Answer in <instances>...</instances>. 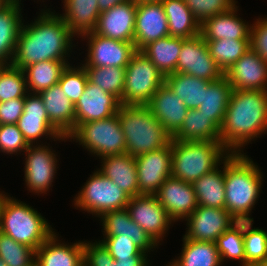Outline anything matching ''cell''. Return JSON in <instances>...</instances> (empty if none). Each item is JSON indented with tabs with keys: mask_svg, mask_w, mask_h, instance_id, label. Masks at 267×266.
<instances>
[{
	"mask_svg": "<svg viewBox=\"0 0 267 266\" xmlns=\"http://www.w3.org/2000/svg\"><path fill=\"white\" fill-rule=\"evenodd\" d=\"M98 170L109 178L130 198L139 195L136 160L128 153L107 155L101 157Z\"/></svg>",
	"mask_w": 267,
	"mask_h": 266,
	"instance_id": "obj_26",
	"label": "cell"
},
{
	"mask_svg": "<svg viewBox=\"0 0 267 266\" xmlns=\"http://www.w3.org/2000/svg\"><path fill=\"white\" fill-rule=\"evenodd\" d=\"M237 8L205 19L200 24L201 37L204 40L250 39L252 26L236 15Z\"/></svg>",
	"mask_w": 267,
	"mask_h": 266,
	"instance_id": "obj_25",
	"label": "cell"
},
{
	"mask_svg": "<svg viewBox=\"0 0 267 266\" xmlns=\"http://www.w3.org/2000/svg\"><path fill=\"white\" fill-rule=\"evenodd\" d=\"M165 83L188 109H198L205 97L209 81L185 73H172L165 76Z\"/></svg>",
	"mask_w": 267,
	"mask_h": 266,
	"instance_id": "obj_35",
	"label": "cell"
},
{
	"mask_svg": "<svg viewBox=\"0 0 267 266\" xmlns=\"http://www.w3.org/2000/svg\"><path fill=\"white\" fill-rule=\"evenodd\" d=\"M211 57L223 73L251 48L250 39L205 40Z\"/></svg>",
	"mask_w": 267,
	"mask_h": 266,
	"instance_id": "obj_38",
	"label": "cell"
},
{
	"mask_svg": "<svg viewBox=\"0 0 267 266\" xmlns=\"http://www.w3.org/2000/svg\"><path fill=\"white\" fill-rule=\"evenodd\" d=\"M27 83L22 69L0 63V102L25 98Z\"/></svg>",
	"mask_w": 267,
	"mask_h": 266,
	"instance_id": "obj_42",
	"label": "cell"
},
{
	"mask_svg": "<svg viewBox=\"0 0 267 266\" xmlns=\"http://www.w3.org/2000/svg\"><path fill=\"white\" fill-rule=\"evenodd\" d=\"M253 221H243L245 266H258L267 260V231L252 228Z\"/></svg>",
	"mask_w": 267,
	"mask_h": 266,
	"instance_id": "obj_40",
	"label": "cell"
},
{
	"mask_svg": "<svg viewBox=\"0 0 267 266\" xmlns=\"http://www.w3.org/2000/svg\"><path fill=\"white\" fill-rule=\"evenodd\" d=\"M232 90L225 76L209 82L203 102L198 107L200 113L208 116V119L212 120L219 128L222 125Z\"/></svg>",
	"mask_w": 267,
	"mask_h": 266,
	"instance_id": "obj_33",
	"label": "cell"
},
{
	"mask_svg": "<svg viewBox=\"0 0 267 266\" xmlns=\"http://www.w3.org/2000/svg\"><path fill=\"white\" fill-rule=\"evenodd\" d=\"M9 0H0V8L3 7Z\"/></svg>",
	"mask_w": 267,
	"mask_h": 266,
	"instance_id": "obj_54",
	"label": "cell"
},
{
	"mask_svg": "<svg viewBox=\"0 0 267 266\" xmlns=\"http://www.w3.org/2000/svg\"><path fill=\"white\" fill-rule=\"evenodd\" d=\"M131 219L158 245L170 224L174 222L156 195L141 194L129 198L127 207Z\"/></svg>",
	"mask_w": 267,
	"mask_h": 266,
	"instance_id": "obj_11",
	"label": "cell"
},
{
	"mask_svg": "<svg viewBox=\"0 0 267 266\" xmlns=\"http://www.w3.org/2000/svg\"><path fill=\"white\" fill-rule=\"evenodd\" d=\"M221 261L224 259L239 260L245 266V250L243 239V221H237L215 241Z\"/></svg>",
	"mask_w": 267,
	"mask_h": 266,
	"instance_id": "obj_41",
	"label": "cell"
},
{
	"mask_svg": "<svg viewBox=\"0 0 267 266\" xmlns=\"http://www.w3.org/2000/svg\"><path fill=\"white\" fill-rule=\"evenodd\" d=\"M118 117L126 140V153L137 157L165 147L171 136L147 105H122Z\"/></svg>",
	"mask_w": 267,
	"mask_h": 266,
	"instance_id": "obj_4",
	"label": "cell"
},
{
	"mask_svg": "<svg viewBox=\"0 0 267 266\" xmlns=\"http://www.w3.org/2000/svg\"><path fill=\"white\" fill-rule=\"evenodd\" d=\"M147 106L171 137L180 129L189 110L166 83L159 87Z\"/></svg>",
	"mask_w": 267,
	"mask_h": 266,
	"instance_id": "obj_22",
	"label": "cell"
},
{
	"mask_svg": "<svg viewBox=\"0 0 267 266\" xmlns=\"http://www.w3.org/2000/svg\"><path fill=\"white\" fill-rule=\"evenodd\" d=\"M17 126L29 145L35 144V141L37 144V139L44 135H48L54 141L55 139L62 141L68 139L50 123L45 106L38 93H28L25 96L24 111L17 121Z\"/></svg>",
	"mask_w": 267,
	"mask_h": 266,
	"instance_id": "obj_17",
	"label": "cell"
},
{
	"mask_svg": "<svg viewBox=\"0 0 267 266\" xmlns=\"http://www.w3.org/2000/svg\"><path fill=\"white\" fill-rule=\"evenodd\" d=\"M165 83L163 73L150 59L137 50L125 67V84L122 105H147Z\"/></svg>",
	"mask_w": 267,
	"mask_h": 266,
	"instance_id": "obj_8",
	"label": "cell"
},
{
	"mask_svg": "<svg viewBox=\"0 0 267 266\" xmlns=\"http://www.w3.org/2000/svg\"><path fill=\"white\" fill-rule=\"evenodd\" d=\"M7 197H8L7 194L5 195V194H3V192L2 193L0 192V219H1L2 208H3V205H4Z\"/></svg>",
	"mask_w": 267,
	"mask_h": 266,
	"instance_id": "obj_53",
	"label": "cell"
},
{
	"mask_svg": "<svg viewBox=\"0 0 267 266\" xmlns=\"http://www.w3.org/2000/svg\"><path fill=\"white\" fill-rule=\"evenodd\" d=\"M155 195L174 222L186 219L198 207L193 185L172 176Z\"/></svg>",
	"mask_w": 267,
	"mask_h": 266,
	"instance_id": "obj_21",
	"label": "cell"
},
{
	"mask_svg": "<svg viewBox=\"0 0 267 266\" xmlns=\"http://www.w3.org/2000/svg\"><path fill=\"white\" fill-rule=\"evenodd\" d=\"M0 266H7V264L0 258Z\"/></svg>",
	"mask_w": 267,
	"mask_h": 266,
	"instance_id": "obj_55",
	"label": "cell"
},
{
	"mask_svg": "<svg viewBox=\"0 0 267 266\" xmlns=\"http://www.w3.org/2000/svg\"><path fill=\"white\" fill-rule=\"evenodd\" d=\"M84 266H107V248L101 241L83 242Z\"/></svg>",
	"mask_w": 267,
	"mask_h": 266,
	"instance_id": "obj_49",
	"label": "cell"
},
{
	"mask_svg": "<svg viewBox=\"0 0 267 266\" xmlns=\"http://www.w3.org/2000/svg\"><path fill=\"white\" fill-rule=\"evenodd\" d=\"M172 177L193 184L220 166L231 154L220 141L171 139Z\"/></svg>",
	"mask_w": 267,
	"mask_h": 266,
	"instance_id": "obj_5",
	"label": "cell"
},
{
	"mask_svg": "<svg viewBox=\"0 0 267 266\" xmlns=\"http://www.w3.org/2000/svg\"><path fill=\"white\" fill-rule=\"evenodd\" d=\"M72 67L70 64L66 66L58 84L67 98L75 105L86 88L88 75L83 65L78 68Z\"/></svg>",
	"mask_w": 267,
	"mask_h": 266,
	"instance_id": "obj_44",
	"label": "cell"
},
{
	"mask_svg": "<svg viewBox=\"0 0 267 266\" xmlns=\"http://www.w3.org/2000/svg\"><path fill=\"white\" fill-rule=\"evenodd\" d=\"M63 3L65 13L59 16L74 35L81 37L94 31L101 13L98 0H64Z\"/></svg>",
	"mask_w": 267,
	"mask_h": 266,
	"instance_id": "obj_29",
	"label": "cell"
},
{
	"mask_svg": "<svg viewBox=\"0 0 267 266\" xmlns=\"http://www.w3.org/2000/svg\"><path fill=\"white\" fill-rule=\"evenodd\" d=\"M245 153H231L224 160L225 209L236 221H253L249 217L259 198L262 173Z\"/></svg>",
	"mask_w": 267,
	"mask_h": 266,
	"instance_id": "obj_3",
	"label": "cell"
},
{
	"mask_svg": "<svg viewBox=\"0 0 267 266\" xmlns=\"http://www.w3.org/2000/svg\"><path fill=\"white\" fill-rule=\"evenodd\" d=\"M258 266H267V260L265 262H262L261 264H259Z\"/></svg>",
	"mask_w": 267,
	"mask_h": 266,
	"instance_id": "obj_56",
	"label": "cell"
},
{
	"mask_svg": "<svg viewBox=\"0 0 267 266\" xmlns=\"http://www.w3.org/2000/svg\"><path fill=\"white\" fill-rule=\"evenodd\" d=\"M139 195H155L172 176L171 141L160 149L135 157Z\"/></svg>",
	"mask_w": 267,
	"mask_h": 266,
	"instance_id": "obj_13",
	"label": "cell"
},
{
	"mask_svg": "<svg viewBox=\"0 0 267 266\" xmlns=\"http://www.w3.org/2000/svg\"><path fill=\"white\" fill-rule=\"evenodd\" d=\"M176 73H185L209 82L224 76L216 61L211 57L207 43L200 34L182 39Z\"/></svg>",
	"mask_w": 267,
	"mask_h": 266,
	"instance_id": "obj_10",
	"label": "cell"
},
{
	"mask_svg": "<svg viewBox=\"0 0 267 266\" xmlns=\"http://www.w3.org/2000/svg\"><path fill=\"white\" fill-rule=\"evenodd\" d=\"M137 2L128 0L103 11L94 32L118 41L134 42Z\"/></svg>",
	"mask_w": 267,
	"mask_h": 266,
	"instance_id": "obj_20",
	"label": "cell"
},
{
	"mask_svg": "<svg viewBox=\"0 0 267 266\" xmlns=\"http://www.w3.org/2000/svg\"><path fill=\"white\" fill-rule=\"evenodd\" d=\"M232 89L267 91V62L252 48L224 73Z\"/></svg>",
	"mask_w": 267,
	"mask_h": 266,
	"instance_id": "obj_18",
	"label": "cell"
},
{
	"mask_svg": "<svg viewBox=\"0 0 267 266\" xmlns=\"http://www.w3.org/2000/svg\"><path fill=\"white\" fill-rule=\"evenodd\" d=\"M100 240L104 246L109 250L110 255L114 259H125L129 257H147L148 254L144 253L137 247L132 239L127 237H104Z\"/></svg>",
	"mask_w": 267,
	"mask_h": 266,
	"instance_id": "obj_47",
	"label": "cell"
},
{
	"mask_svg": "<svg viewBox=\"0 0 267 266\" xmlns=\"http://www.w3.org/2000/svg\"><path fill=\"white\" fill-rule=\"evenodd\" d=\"M129 198L121 188L97 169L90 175L73 202L75 208L100 217L105 212L126 208Z\"/></svg>",
	"mask_w": 267,
	"mask_h": 266,
	"instance_id": "obj_9",
	"label": "cell"
},
{
	"mask_svg": "<svg viewBox=\"0 0 267 266\" xmlns=\"http://www.w3.org/2000/svg\"><path fill=\"white\" fill-rule=\"evenodd\" d=\"M186 239L215 242L226 230L237 221L226 210L212 207L200 206L187 218Z\"/></svg>",
	"mask_w": 267,
	"mask_h": 266,
	"instance_id": "obj_15",
	"label": "cell"
},
{
	"mask_svg": "<svg viewBox=\"0 0 267 266\" xmlns=\"http://www.w3.org/2000/svg\"><path fill=\"white\" fill-rule=\"evenodd\" d=\"M236 0H184L194 18L201 24L205 19L231 10Z\"/></svg>",
	"mask_w": 267,
	"mask_h": 266,
	"instance_id": "obj_45",
	"label": "cell"
},
{
	"mask_svg": "<svg viewBox=\"0 0 267 266\" xmlns=\"http://www.w3.org/2000/svg\"><path fill=\"white\" fill-rule=\"evenodd\" d=\"M46 145H28L25 158L24 177L28 190L34 193H44L52 187L57 173V154Z\"/></svg>",
	"mask_w": 267,
	"mask_h": 266,
	"instance_id": "obj_14",
	"label": "cell"
},
{
	"mask_svg": "<svg viewBox=\"0 0 267 266\" xmlns=\"http://www.w3.org/2000/svg\"><path fill=\"white\" fill-rule=\"evenodd\" d=\"M125 1L128 0H98V8L100 12H103Z\"/></svg>",
	"mask_w": 267,
	"mask_h": 266,
	"instance_id": "obj_52",
	"label": "cell"
},
{
	"mask_svg": "<svg viewBox=\"0 0 267 266\" xmlns=\"http://www.w3.org/2000/svg\"><path fill=\"white\" fill-rule=\"evenodd\" d=\"M251 27L250 46L267 62V18H258Z\"/></svg>",
	"mask_w": 267,
	"mask_h": 266,
	"instance_id": "obj_48",
	"label": "cell"
},
{
	"mask_svg": "<svg viewBox=\"0 0 267 266\" xmlns=\"http://www.w3.org/2000/svg\"><path fill=\"white\" fill-rule=\"evenodd\" d=\"M136 2H139V1H152V0H134Z\"/></svg>",
	"mask_w": 267,
	"mask_h": 266,
	"instance_id": "obj_57",
	"label": "cell"
},
{
	"mask_svg": "<svg viewBox=\"0 0 267 266\" xmlns=\"http://www.w3.org/2000/svg\"><path fill=\"white\" fill-rule=\"evenodd\" d=\"M68 139L76 140L83 148L98 157L126 153V140L118 114L103 120L81 123Z\"/></svg>",
	"mask_w": 267,
	"mask_h": 266,
	"instance_id": "obj_7",
	"label": "cell"
},
{
	"mask_svg": "<svg viewBox=\"0 0 267 266\" xmlns=\"http://www.w3.org/2000/svg\"><path fill=\"white\" fill-rule=\"evenodd\" d=\"M53 230L41 213L8 195L2 208L0 232L37 250L54 233Z\"/></svg>",
	"mask_w": 267,
	"mask_h": 266,
	"instance_id": "obj_6",
	"label": "cell"
},
{
	"mask_svg": "<svg viewBox=\"0 0 267 266\" xmlns=\"http://www.w3.org/2000/svg\"><path fill=\"white\" fill-rule=\"evenodd\" d=\"M54 232L37 250L35 266H84L83 242L72 245L57 239Z\"/></svg>",
	"mask_w": 267,
	"mask_h": 266,
	"instance_id": "obj_27",
	"label": "cell"
},
{
	"mask_svg": "<svg viewBox=\"0 0 267 266\" xmlns=\"http://www.w3.org/2000/svg\"><path fill=\"white\" fill-rule=\"evenodd\" d=\"M73 37L75 35L59 14L41 10L34 22L22 24L11 65L23 69L47 60L68 62L66 57L73 47Z\"/></svg>",
	"mask_w": 267,
	"mask_h": 266,
	"instance_id": "obj_1",
	"label": "cell"
},
{
	"mask_svg": "<svg viewBox=\"0 0 267 266\" xmlns=\"http://www.w3.org/2000/svg\"><path fill=\"white\" fill-rule=\"evenodd\" d=\"M121 106L112 94L105 92L89 80L86 88L75 104V129L81 124L112 117Z\"/></svg>",
	"mask_w": 267,
	"mask_h": 266,
	"instance_id": "obj_19",
	"label": "cell"
},
{
	"mask_svg": "<svg viewBox=\"0 0 267 266\" xmlns=\"http://www.w3.org/2000/svg\"><path fill=\"white\" fill-rule=\"evenodd\" d=\"M25 98L0 102V125L17 124L24 111Z\"/></svg>",
	"mask_w": 267,
	"mask_h": 266,
	"instance_id": "obj_50",
	"label": "cell"
},
{
	"mask_svg": "<svg viewBox=\"0 0 267 266\" xmlns=\"http://www.w3.org/2000/svg\"><path fill=\"white\" fill-rule=\"evenodd\" d=\"M50 123L63 135L75 130V105L67 98L59 84L38 93Z\"/></svg>",
	"mask_w": 267,
	"mask_h": 266,
	"instance_id": "obj_24",
	"label": "cell"
},
{
	"mask_svg": "<svg viewBox=\"0 0 267 266\" xmlns=\"http://www.w3.org/2000/svg\"><path fill=\"white\" fill-rule=\"evenodd\" d=\"M88 39V55L84 67H126L137 51L134 42L118 41L96 34L82 35Z\"/></svg>",
	"mask_w": 267,
	"mask_h": 266,
	"instance_id": "obj_12",
	"label": "cell"
},
{
	"mask_svg": "<svg viewBox=\"0 0 267 266\" xmlns=\"http://www.w3.org/2000/svg\"><path fill=\"white\" fill-rule=\"evenodd\" d=\"M105 237H127L132 239L133 243L144 253L158 245L149 237V235L135 223L129 214L127 208L105 212L100 217Z\"/></svg>",
	"mask_w": 267,
	"mask_h": 266,
	"instance_id": "obj_23",
	"label": "cell"
},
{
	"mask_svg": "<svg viewBox=\"0 0 267 266\" xmlns=\"http://www.w3.org/2000/svg\"><path fill=\"white\" fill-rule=\"evenodd\" d=\"M181 256L172 266H221L223 263L215 242L190 240L183 237Z\"/></svg>",
	"mask_w": 267,
	"mask_h": 266,
	"instance_id": "obj_37",
	"label": "cell"
},
{
	"mask_svg": "<svg viewBox=\"0 0 267 266\" xmlns=\"http://www.w3.org/2000/svg\"><path fill=\"white\" fill-rule=\"evenodd\" d=\"M21 0H9L0 8V63L11 64L22 27ZM21 8V9H20Z\"/></svg>",
	"mask_w": 267,
	"mask_h": 266,
	"instance_id": "obj_28",
	"label": "cell"
},
{
	"mask_svg": "<svg viewBox=\"0 0 267 266\" xmlns=\"http://www.w3.org/2000/svg\"><path fill=\"white\" fill-rule=\"evenodd\" d=\"M222 164V171L217 167L192 184L198 205L225 209L224 161Z\"/></svg>",
	"mask_w": 267,
	"mask_h": 266,
	"instance_id": "obj_34",
	"label": "cell"
},
{
	"mask_svg": "<svg viewBox=\"0 0 267 266\" xmlns=\"http://www.w3.org/2000/svg\"><path fill=\"white\" fill-rule=\"evenodd\" d=\"M69 64L67 61L47 60L23 68L28 92L39 93L58 84L62 71Z\"/></svg>",
	"mask_w": 267,
	"mask_h": 266,
	"instance_id": "obj_36",
	"label": "cell"
},
{
	"mask_svg": "<svg viewBox=\"0 0 267 266\" xmlns=\"http://www.w3.org/2000/svg\"><path fill=\"white\" fill-rule=\"evenodd\" d=\"M88 80L105 92L114 95L120 102L125 84L124 67H84Z\"/></svg>",
	"mask_w": 267,
	"mask_h": 266,
	"instance_id": "obj_39",
	"label": "cell"
},
{
	"mask_svg": "<svg viewBox=\"0 0 267 266\" xmlns=\"http://www.w3.org/2000/svg\"><path fill=\"white\" fill-rule=\"evenodd\" d=\"M0 258L7 266H35L36 250L0 232Z\"/></svg>",
	"mask_w": 267,
	"mask_h": 266,
	"instance_id": "obj_43",
	"label": "cell"
},
{
	"mask_svg": "<svg viewBox=\"0 0 267 266\" xmlns=\"http://www.w3.org/2000/svg\"><path fill=\"white\" fill-rule=\"evenodd\" d=\"M267 132V91L233 89L220 127V142L230 153Z\"/></svg>",
	"mask_w": 267,
	"mask_h": 266,
	"instance_id": "obj_2",
	"label": "cell"
},
{
	"mask_svg": "<svg viewBox=\"0 0 267 266\" xmlns=\"http://www.w3.org/2000/svg\"><path fill=\"white\" fill-rule=\"evenodd\" d=\"M167 36L168 21L161 0L137 2L134 27L136 50H141L148 43Z\"/></svg>",
	"mask_w": 267,
	"mask_h": 266,
	"instance_id": "obj_16",
	"label": "cell"
},
{
	"mask_svg": "<svg viewBox=\"0 0 267 266\" xmlns=\"http://www.w3.org/2000/svg\"><path fill=\"white\" fill-rule=\"evenodd\" d=\"M28 145L17 124L0 125V151L2 153H16L17 155V152H24Z\"/></svg>",
	"mask_w": 267,
	"mask_h": 266,
	"instance_id": "obj_46",
	"label": "cell"
},
{
	"mask_svg": "<svg viewBox=\"0 0 267 266\" xmlns=\"http://www.w3.org/2000/svg\"><path fill=\"white\" fill-rule=\"evenodd\" d=\"M179 141H220V128L198 109H189L180 129L171 137Z\"/></svg>",
	"mask_w": 267,
	"mask_h": 266,
	"instance_id": "obj_32",
	"label": "cell"
},
{
	"mask_svg": "<svg viewBox=\"0 0 267 266\" xmlns=\"http://www.w3.org/2000/svg\"><path fill=\"white\" fill-rule=\"evenodd\" d=\"M182 39V37L167 36L148 43L140 51L150 59L164 76H167L176 72Z\"/></svg>",
	"mask_w": 267,
	"mask_h": 266,
	"instance_id": "obj_31",
	"label": "cell"
},
{
	"mask_svg": "<svg viewBox=\"0 0 267 266\" xmlns=\"http://www.w3.org/2000/svg\"><path fill=\"white\" fill-rule=\"evenodd\" d=\"M107 266H148L147 257H129L114 259L107 249Z\"/></svg>",
	"mask_w": 267,
	"mask_h": 266,
	"instance_id": "obj_51",
	"label": "cell"
},
{
	"mask_svg": "<svg viewBox=\"0 0 267 266\" xmlns=\"http://www.w3.org/2000/svg\"><path fill=\"white\" fill-rule=\"evenodd\" d=\"M168 21L169 36L192 38L200 34V23L184 0H161Z\"/></svg>",
	"mask_w": 267,
	"mask_h": 266,
	"instance_id": "obj_30",
	"label": "cell"
}]
</instances>
